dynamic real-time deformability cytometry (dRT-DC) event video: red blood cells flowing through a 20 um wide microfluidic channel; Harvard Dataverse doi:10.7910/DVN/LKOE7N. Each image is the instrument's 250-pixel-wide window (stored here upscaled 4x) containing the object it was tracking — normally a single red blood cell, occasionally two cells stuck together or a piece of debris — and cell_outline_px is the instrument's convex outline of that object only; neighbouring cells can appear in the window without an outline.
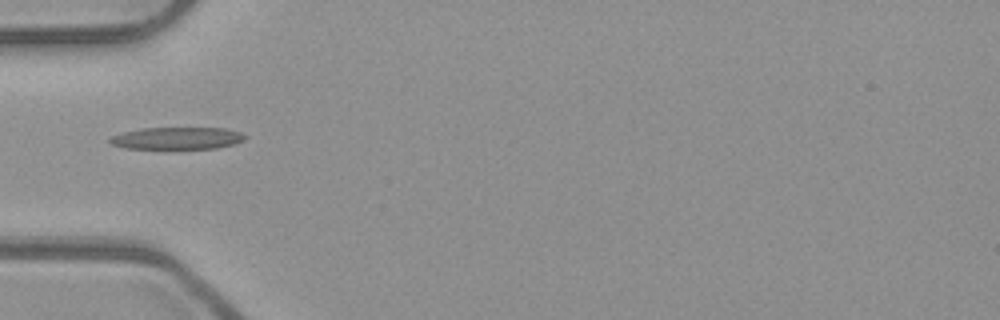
{"species": "common noctule bat (a hibernating species)", "species_latin": "Nyctalus noctula", "temperature_condition": "room temperature", "stored_images_in_passage": 6, "camera_frame_rate_fps": 3000, "um_per_image_px": 0.085, "animal": {"sex": "male", "body_mass_g": 23.1, "forearm_length_mm": 52.7}, "frame": {"image": 1, "passage_image": 5, "time_ms": 1.333, "image_size_px": [1000, 320], "cell_outline_px": [[248, 136], [244, 140], [236, 144], [216, 148], [124, 148], [112, 144], [108, 140], [112, 136], [124, 132], [140, 128], [224, 128], [240, 132]], "centroid_in_image_um": [15.09, 11.74], "position_along_channel_um": 69.9, "area_um2": 17.34}}
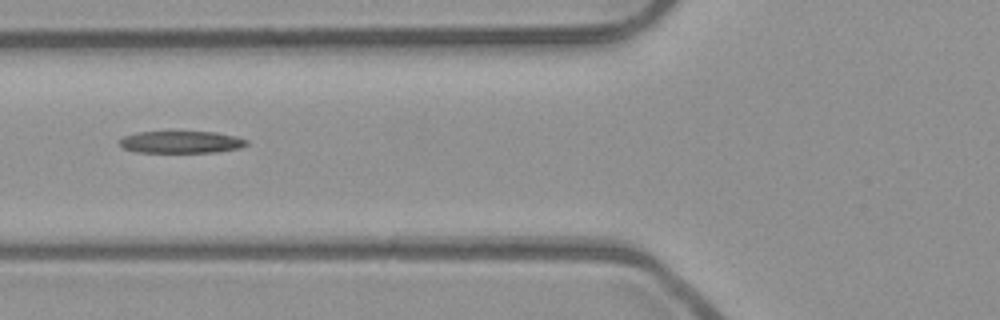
{"frame": {"image": 2, "passage_image": 6, "time_ms": 1.667, "image_size_px": [1000, 320], "cell_outline_px": [[248, 144], [240, 148], [216, 152], [136, 152], [124, 148], [120, 144], [120, 140], [124, 136], [136, 132], [216, 132], [236, 136], [248, 140]], "centroid_in_image_um": [15.43, 12.07], "position_along_channel_um": 110.4, "area_um2": 16.3}}